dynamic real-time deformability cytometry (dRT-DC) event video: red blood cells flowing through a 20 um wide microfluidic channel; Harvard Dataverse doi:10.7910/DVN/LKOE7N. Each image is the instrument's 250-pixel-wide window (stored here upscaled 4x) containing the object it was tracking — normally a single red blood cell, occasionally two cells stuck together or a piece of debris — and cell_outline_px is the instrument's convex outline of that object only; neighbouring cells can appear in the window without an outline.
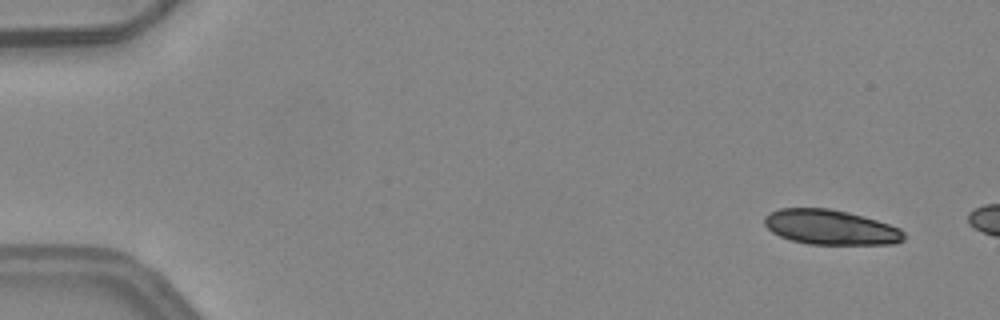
{"species": "common noctule bat (a hibernating species)", "species_latin": "Nyctalus noctula", "temperature_condition": "warm", "stored_images_in_passage": 3, "camera_frame_rate_fps": 3000, "um_per_image_px": 0.085, "animal": {"sex": "female", "body_mass_g": 24.6, "forearm_length_mm": 56.2}, "frame": {"image": 1, "passage_image": 1, "time_ms": 0.0, "image_size_px": [1000, 320], "cell_outline_px": [[904, 240], [896, 244], [808, 244], [792, 240], [780, 236], [772, 232], [764, 224], [764, 216], [768, 212], [780, 208], [828, 208], [848, 212], [876, 220], [900, 228], [904, 232]], "centroid_in_image_um": [70.58, 19.31], "position_along_channel_um": 14.4, "area_um2": 28.38}}